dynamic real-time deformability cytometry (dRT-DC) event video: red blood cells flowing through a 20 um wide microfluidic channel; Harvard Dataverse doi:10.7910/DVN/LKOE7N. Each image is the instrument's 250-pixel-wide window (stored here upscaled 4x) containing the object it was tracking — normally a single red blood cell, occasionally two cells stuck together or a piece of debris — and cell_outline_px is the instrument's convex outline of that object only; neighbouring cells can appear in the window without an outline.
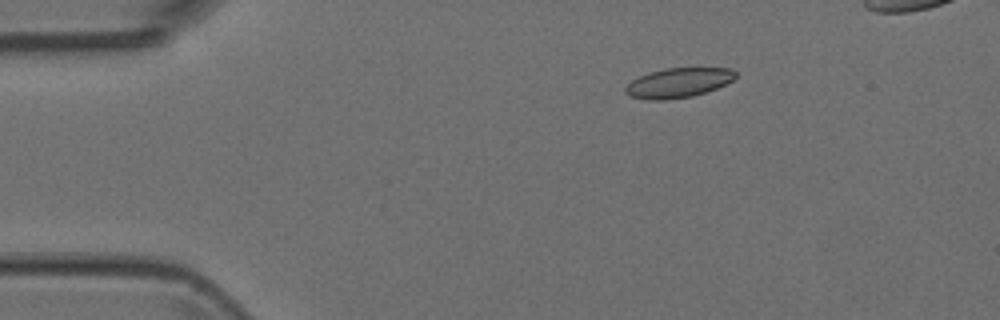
{"species": "Egyptian fruit bat (a non-hibernating species)", "species_latin": "Rousettus aegyptiacus", "temperature_condition": "room temperature", "stored_images_in_passage": 3, "camera_frame_rate_fps": 3000, "um_per_image_px": 0.085, "animal": {"sex": "female"}, "frame": {"image": 1, "passage_image": 1, "time_ms": 0.0, "image_size_px": [1000, 320], "cell_outline_px": [[736, 76], [732, 80], [716, 88], [692, 96], [664, 100], [648, 100], [628, 96], [624, 92], [624, 88], [632, 80], [648, 72], [664, 68], [732, 68], [736, 72]], "centroid_in_image_um": [57.61, 7.03], "position_along_channel_um": 27.4, "area_um2": 19.02}}